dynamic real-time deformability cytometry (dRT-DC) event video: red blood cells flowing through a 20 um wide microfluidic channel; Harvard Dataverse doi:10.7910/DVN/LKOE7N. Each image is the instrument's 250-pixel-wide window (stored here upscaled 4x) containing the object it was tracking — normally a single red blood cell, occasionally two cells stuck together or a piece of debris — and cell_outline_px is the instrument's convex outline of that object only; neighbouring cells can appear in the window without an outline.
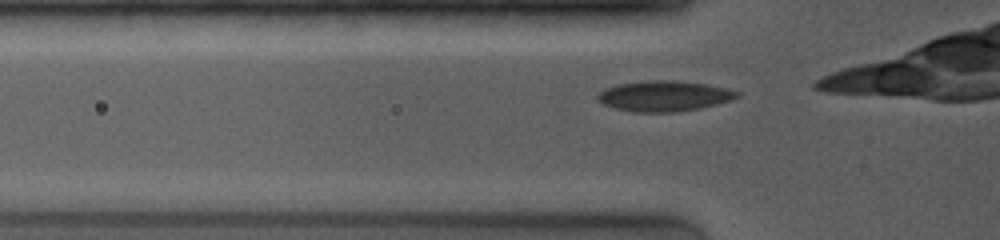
{"species": "common noctule bat (a hibernating species)", "species_latin": "Nyctalus noctula", "temperature_condition": "room temperature", "stored_images_in_passage": 6, "camera_frame_rate_fps": 4000, "um_per_image_px": 0.085, "animal": {"sex": "female", "body_mass_g": 19.0, "forearm_length_mm": 53.3}, "frame": {"image": 1, "passage_image": 2, "time_ms": 0.25, "image_size_px": [1000, 240], "cell_outline_px": [[740, 96], [732, 100], [700, 108], [676, 112], [632, 112], [616, 108], [604, 104], [596, 100], [596, 96], [604, 88], [620, 84], [652, 80], [672, 80], [704, 84], [728, 88], [740, 92]], "centroid_in_image_um": [56.46, 8.17], "position_along_channel_um": 69.3, "area_um2": 24.74}}